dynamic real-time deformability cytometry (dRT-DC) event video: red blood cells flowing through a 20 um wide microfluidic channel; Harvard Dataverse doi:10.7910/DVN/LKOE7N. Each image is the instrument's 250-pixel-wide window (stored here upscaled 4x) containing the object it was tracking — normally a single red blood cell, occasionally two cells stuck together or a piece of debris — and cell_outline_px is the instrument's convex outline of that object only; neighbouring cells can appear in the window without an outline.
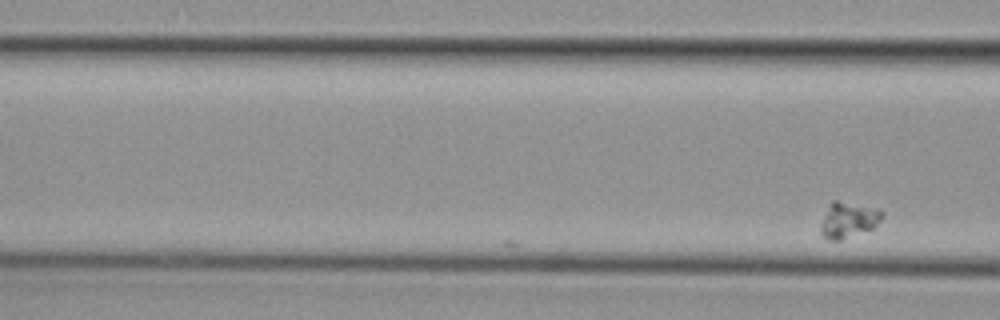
{"species": "common noctule bat (a hibernating species)", "species_latin": "Nyctalus noctula", "temperature_condition": "cold", "stored_images_in_passage": 5, "camera_frame_rate_fps": 3000, "um_per_image_px": 0.085, "animal": {"sex": "female", "body_mass_g": 29.2, "forearm_length_mm": 56.3}, "frame": {"image": 1, "passage_image": 5, "time_ms": 1.333, "image_size_px": [1000, 320], "cell_outline_px": [[884, 216], [872, 228], [840, 240], [828, 240], [820, 232], [820, 224], [832, 200], [836, 200], [880, 208], [884, 212]], "centroid_in_image_um": [72.12, 18.67], "position_along_channel_um": 94.5, "area_um2": 12.72}}